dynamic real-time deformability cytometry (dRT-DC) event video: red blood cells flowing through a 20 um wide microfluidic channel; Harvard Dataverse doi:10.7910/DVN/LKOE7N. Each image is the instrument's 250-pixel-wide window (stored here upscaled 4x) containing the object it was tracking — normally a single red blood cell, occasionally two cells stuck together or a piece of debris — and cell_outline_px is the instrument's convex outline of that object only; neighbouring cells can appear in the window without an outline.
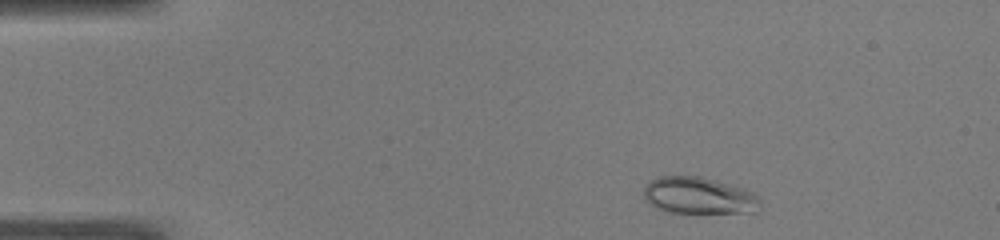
{"species": "common noctule bat (a hibernating species)", "species_latin": "Nyctalus noctula", "temperature_condition": "warm", "stored_images_in_passage": 45, "camera_frame_rate_fps": 3000, "um_per_image_px": 0.085, "animal": {"sex": "male", "body_mass_g": 19.0, "forearm_length_mm": 50.8}, "frame": {"image": 1, "passage_image": 3, "time_ms": 0.667, "image_size_px": [1000, 240], "cell_outline_px": [[760, 200], [752, 212], [672, 212], [656, 208], [644, 196], [644, 188], [652, 180], [660, 176], [700, 176], [740, 188], [752, 192]], "centroid_in_image_um": [59.34, 16.62], "position_along_channel_um": 25.7, "area_um2": 24.04}}
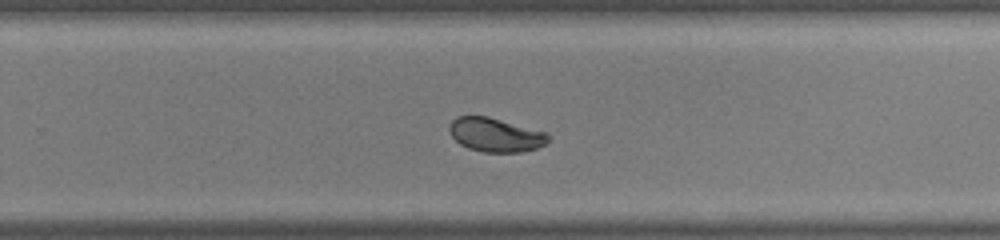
{"frame": {"image": 2, "passage_image": 28, "time_ms": 9.0, "image_size_px": [1000, 240], "cell_outline_px": [[548, 140], [544, 144], [536, 148], [520, 152], [484, 152], [468, 148], [460, 144], [452, 136], [448, 128], [452, 120], [456, 116], [488, 116], [544, 132], [548, 136]], "centroid_in_image_um": [42.06, 11.46], "position_along_channel_um": 287.7, "area_um2": 19.25}}
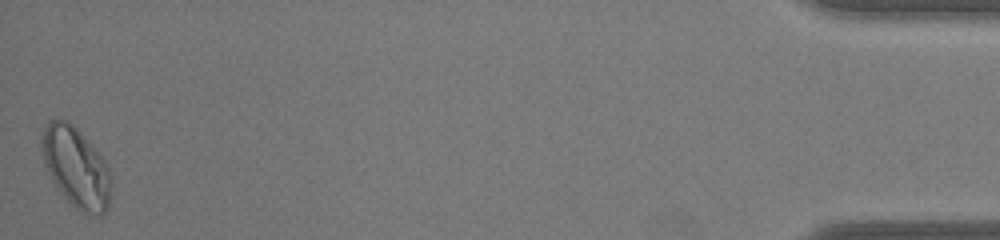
{"frame": {"image": 3, "passage_image": 45, "time_ms": 14.667, "image_size_px": [1000, 240], "cell_outline_px": [[108, 208], [100, 216], [84, 212], [76, 208], [64, 196], [56, 184], [44, 164], [40, 140], [44, 128], [48, 120], [68, 120], [76, 128], [104, 160], [108, 168]], "centroid_in_image_um": [6.42, 14.19], "position_along_channel_um": 428.8, "area_um2": 31.27}, "authors_computed_cell_mechanics": {"area_um2": 21.5594, "velocity_mm_per_s": 4.0463, "shape_relaxation_time_tau1_ms": 3.1731, "shape_relaxation_time_tau2_ms": null, "deformation_change_tau1": 0.1241, "deformation_change_tau2": null}}